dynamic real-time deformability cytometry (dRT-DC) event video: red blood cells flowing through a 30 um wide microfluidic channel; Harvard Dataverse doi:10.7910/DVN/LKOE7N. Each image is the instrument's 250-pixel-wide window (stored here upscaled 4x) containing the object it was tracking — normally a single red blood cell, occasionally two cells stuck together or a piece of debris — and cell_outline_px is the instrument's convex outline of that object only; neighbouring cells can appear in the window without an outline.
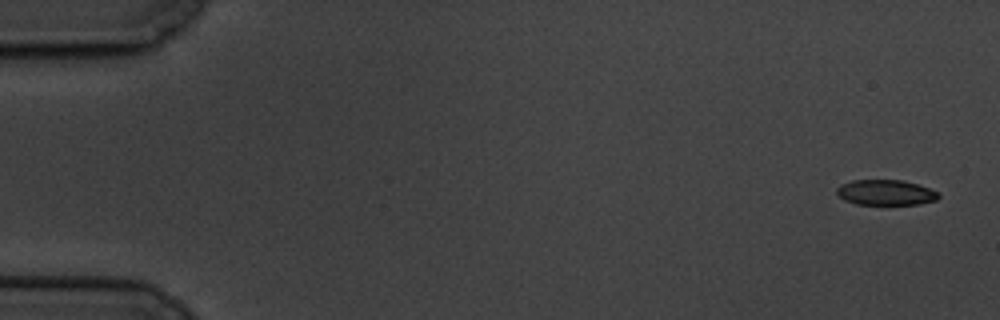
{"species": "common noctule bat (a hibernating species)", "species_latin": "Nyctalus noctula", "temperature_condition": "cold", "stored_images_in_passage": 6, "camera_frame_rate_fps": 3000, "um_per_image_px": 0.085, "animal": {"sex": "male", "body_mass_g": 19.5, "forearm_length_mm": 54.6}, "frame": {"image": 1, "passage_image": 1, "time_ms": 0.0, "image_size_px": [1000, 320], "cell_outline_px": [[940, 196], [936, 200], [920, 204], [856, 204], [844, 200], [836, 192], [836, 188], [840, 184], [852, 180], [904, 180], [940, 192]], "centroid_in_image_um": [75.28, 16.36], "position_along_channel_um": 9.7, "area_um2": 15.09}}
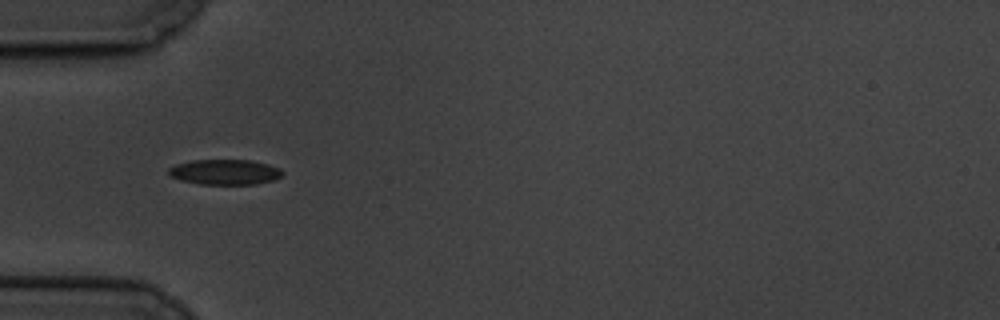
{"frame": {"image": 2, "passage_image": 5, "time_ms": 5.667, "image_size_px": [1000, 320], "cell_outline_px": [[284, 172], [280, 176], [272, 180], [256, 184], [200, 184], [180, 180], [172, 176], [168, 172], [168, 168], [176, 164], [192, 160], [248, 160], [268, 164], [280, 168]], "centroid_in_image_um": [19.1, 14.62], "position_along_channel_um": 65.9, "area_um2": 16.65}}
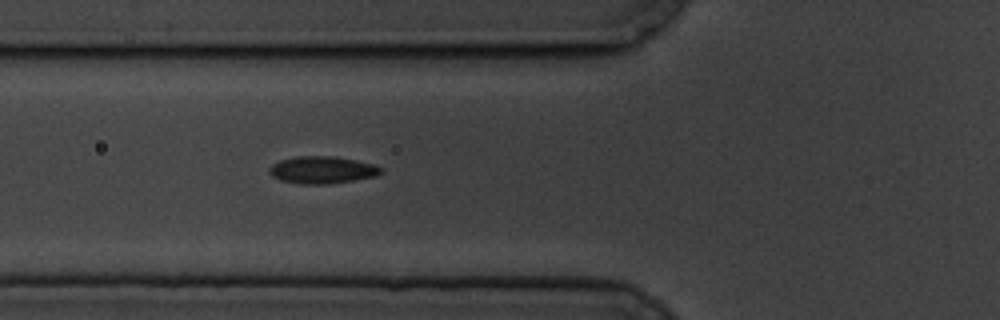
{"frame": {"image": 3, "passage_image": 6, "time_ms": 6.667, "image_size_px": [1000, 320], "cell_outline_px": [[384, 168], [376, 176], [328, 184], [300, 184], [280, 180], [272, 176], [268, 172], [268, 168], [272, 164], [280, 160], [296, 156], [332, 156], [356, 160], [372, 164]], "centroid_in_image_um": [27.34, 14.44], "position_along_channel_um": 98.5, "area_um2": 17.69}}